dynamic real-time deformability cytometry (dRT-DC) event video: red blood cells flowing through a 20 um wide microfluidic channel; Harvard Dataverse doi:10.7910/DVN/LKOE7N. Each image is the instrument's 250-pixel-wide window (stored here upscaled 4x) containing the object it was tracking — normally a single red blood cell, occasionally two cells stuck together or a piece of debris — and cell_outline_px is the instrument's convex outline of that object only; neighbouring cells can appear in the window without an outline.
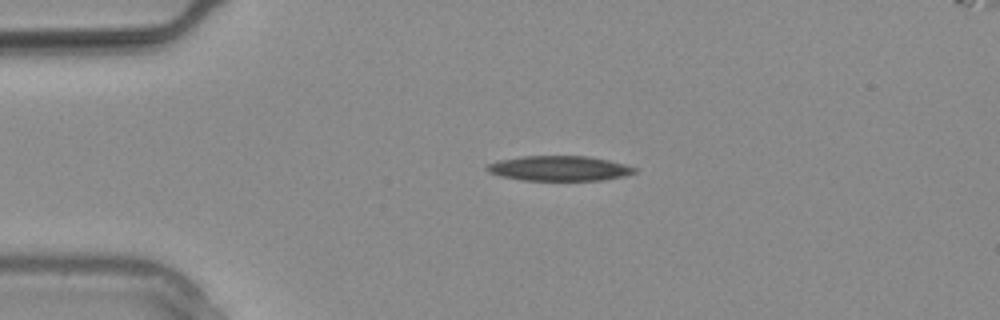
{"species": "common noctule bat (a hibernating species)", "species_latin": "Nyctalus noctula", "temperature_condition": "warm", "stored_images_in_passage": 25, "camera_frame_rate_fps": 3000, "um_per_image_px": 0.085, "animal": {"sex": "male", "body_mass_g": 20.4}, "frame": {"image": 1, "passage_image": 1, "time_ms": 0.0, "image_size_px": [1000, 320], "cell_outline_px": [[636, 172], [624, 176], [604, 180], [524, 180], [500, 176], [488, 172], [484, 168], [488, 164], [500, 160], [524, 156], [588, 156], [608, 160], [624, 164], [636, 168]], "centroid_in_image_um": [47.53, 14.31], "position_along_channel_um": 37.5, "area_um2": 21.39}}